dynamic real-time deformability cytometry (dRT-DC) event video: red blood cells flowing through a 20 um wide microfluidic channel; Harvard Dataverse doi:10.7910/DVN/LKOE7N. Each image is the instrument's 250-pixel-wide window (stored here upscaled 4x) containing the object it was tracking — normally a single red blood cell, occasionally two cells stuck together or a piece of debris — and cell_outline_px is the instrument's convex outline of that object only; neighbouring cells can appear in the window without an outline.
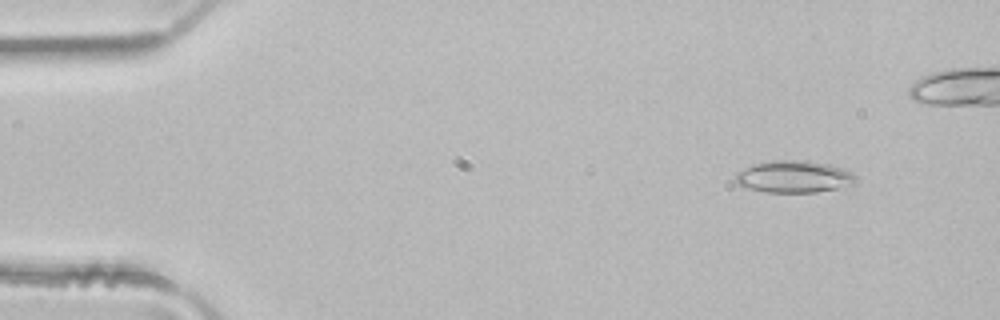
{"species": "common noctule bat (a hibernating species)", "species_latin": "Nyctalus noctula", "temperature_condition": "room temperature", "stored_images_in_passage": 4, "camera_frame_rate_fps": 3000, "um_per_image_px": 0.085, "animal": {"sex": "male", "body_mass_g": 21.5, "forearm_length_mm": 52.0}, "frame": {"image": 1, "passage_image": 1, "time_ms": 0.0, "image_size_px": [1000, 320], "cell_outline_px": [[856, 180], [852, 184], [836, 188], [816, 192], [764, 192], [744, 188], [736, 184], [736, 172], [752, 164], [772, 160], [804, 160], [828, 164], [852, 172], [856, 176]], "centroid_in_image_um": [67.42, 15.02], "position_along_channel_um": 17.6, "area_um2": 22.48}}